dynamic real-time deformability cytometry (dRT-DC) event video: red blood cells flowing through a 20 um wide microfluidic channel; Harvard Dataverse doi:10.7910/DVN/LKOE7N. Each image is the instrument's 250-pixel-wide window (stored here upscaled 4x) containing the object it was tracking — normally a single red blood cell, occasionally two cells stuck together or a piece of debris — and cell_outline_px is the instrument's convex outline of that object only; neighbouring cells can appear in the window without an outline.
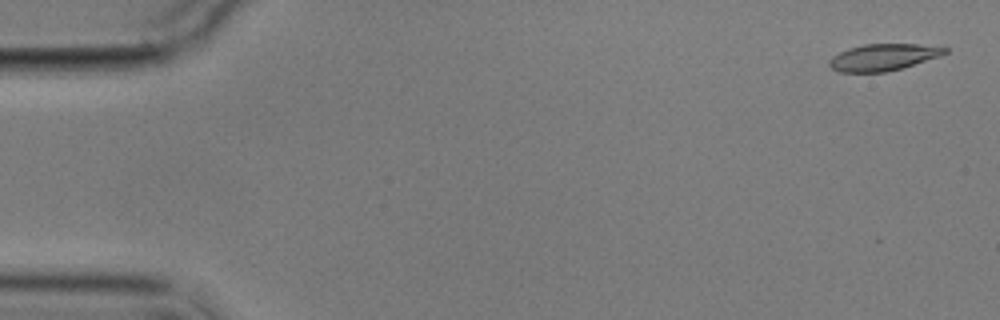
{"species": "common noctule bat (a hibernating species)", "species_latin": "Nyctalus noctula", "temperature_condition": "cold", "stored_images_in_passage": 5, "camera_frame_rate_fps": 3000, "um_per_image_px": 0.085, "animal": {"sex": "male", "body_mass_g": 17.9}, "frame": {"image": 1, "passage_image": 1, "time_ms": 0.0, "image_size_px": [1000, 320], "cell_outline_px": [[948, 52], [940, 56], [900, 68], [884, 72], [840, 72], [832, 68], [828, 64], [828, 60], [832, 56], [848, 48], [864, 44], [916, 44], [948, 48]], "centroid_in_image_um": [75.03, 4.86], "position_along_channel_um": 10.0, "area_um2": 17.8}}
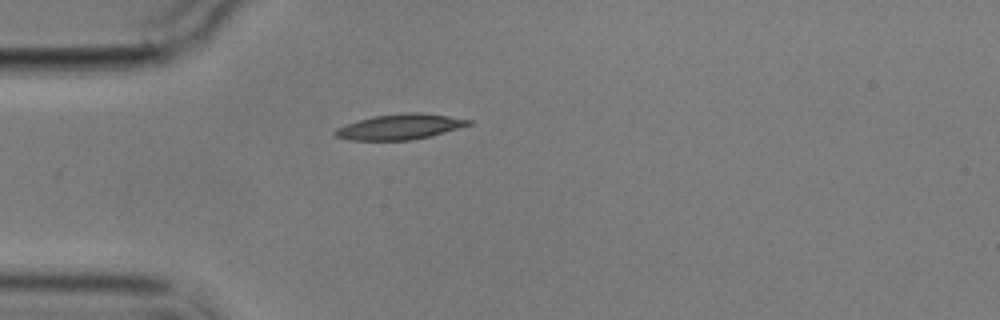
{"frame": {"image": 2, "passage_image": 5, "time_ms": 4.667, "image_size_px": [1000, 320], "cell_outline_px": [[472, 124], [444, 132], [412, 140], [348, 140], [332, 136], [332, 132], [336, 128], [372, 116], [404, 112], [420, 112], [448, 116], [472, 120]], "centroid_in_image_um": [33.95, 10.77], "position_along_channel_um": 51.1, "area_um2": 19.71}}